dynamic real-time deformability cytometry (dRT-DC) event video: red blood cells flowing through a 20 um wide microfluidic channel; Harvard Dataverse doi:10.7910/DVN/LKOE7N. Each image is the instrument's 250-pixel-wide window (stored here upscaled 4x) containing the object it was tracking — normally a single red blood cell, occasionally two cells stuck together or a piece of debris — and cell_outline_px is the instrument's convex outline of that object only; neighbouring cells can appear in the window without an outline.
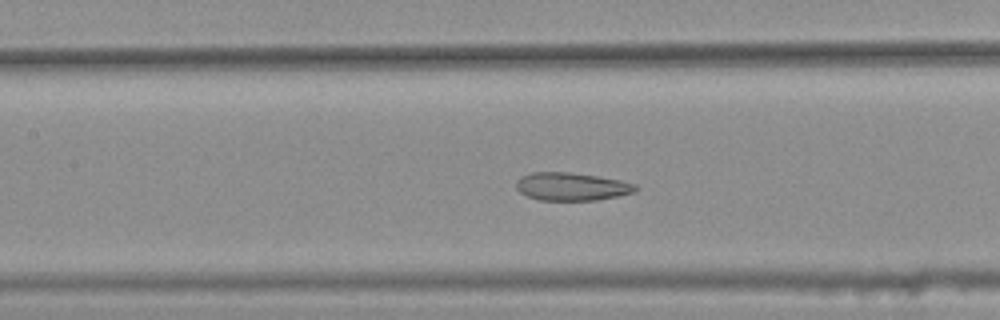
{"species": "common noctule bat (a hibernating species)", "species_latin": "Nyctalus noctula", "temperature_condition": "warm", "stored_images_in_passage": 45, "camera_frame_rate_fps": 3000, "um_per_image_px": 0.085, "animal": {"sex": "female", "body_mass_g": 25.1}, "frame": {"image": 1, "passage_image": 24, "time_ms": 7.667, "image_size_px": [1000, 320], "cell_outline_px": [[640, 188], [636, 192], [596, 200], [540, 200], [528, 196], [520, 192], [516, 188], [516, 180], [520, 176], [532, 172], [568, 172], [596, 176], [620, 180], [636, 184]], "centroid_in_image_um": [48.59, 15.85], "position_along_channel_um": 158.8, "area_um2": 19.48}}
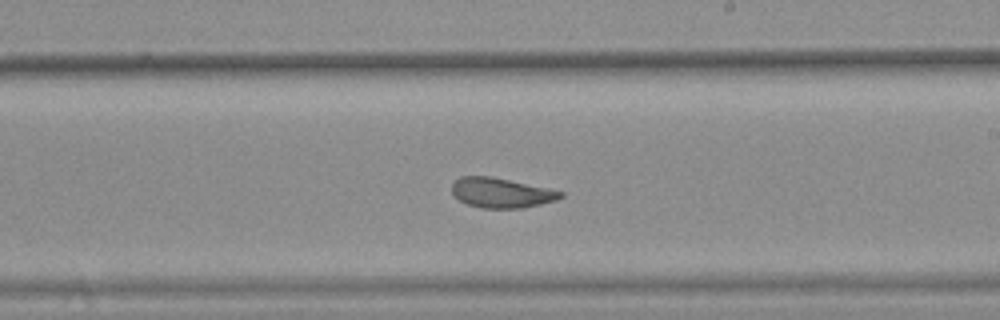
{"frame": {"image": 2, "passage_image": 31, "time_ms": 10.0, "image_size_px": [1000, 320], "cell_outline_px": [[564, 196], [556, 200], [540, 204], [520, 208], [480, 208], [468, 204], [452, 196], [452, 184], [460, 176], [492, 176], [548, 188], [564, 192]], "centroid_in_image_um": [42.59, 16.38], "position_along_channel_um": 246.4, "area_um2": 18.96}}
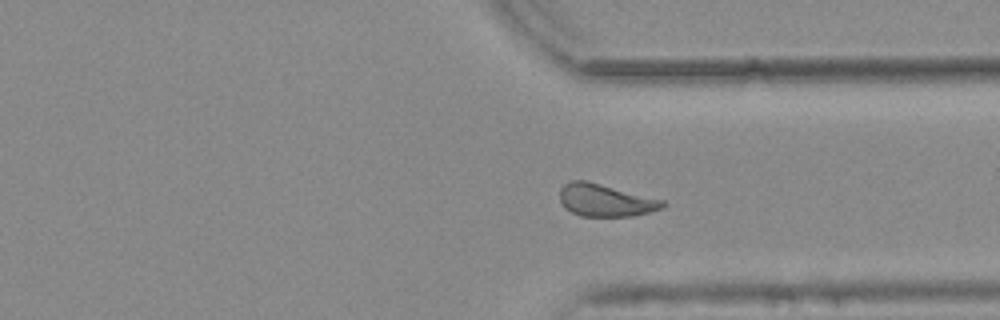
{"frame": {"image": 3, "passage_image": 40, "time_ms": 13.0, "image_size_px": [1000, 320], "cell_outline_px": [[664, 204], [660, 208], [648, 212], [632, 216], [580, 216], [564, 208], [560, 200], [560, 188], [564, 184], [572, 180], [588, 180], [664, 200]], "centroid_in_image_um": [51.41, 17.01], "position_along_channel_um": 360.0, "area_um2": 19.42}, "authors_computed_cell_mechanics": {"area_um2": 20.4612, "velocity_mm_per_s": 3.7682, "shape_relaxation_time_tau1_ms": null, "shape_relaxation_time_tau2_ms": 2.3625, "deformation_change_tau1": null, "deformation_change_tau2": 0.0984}}